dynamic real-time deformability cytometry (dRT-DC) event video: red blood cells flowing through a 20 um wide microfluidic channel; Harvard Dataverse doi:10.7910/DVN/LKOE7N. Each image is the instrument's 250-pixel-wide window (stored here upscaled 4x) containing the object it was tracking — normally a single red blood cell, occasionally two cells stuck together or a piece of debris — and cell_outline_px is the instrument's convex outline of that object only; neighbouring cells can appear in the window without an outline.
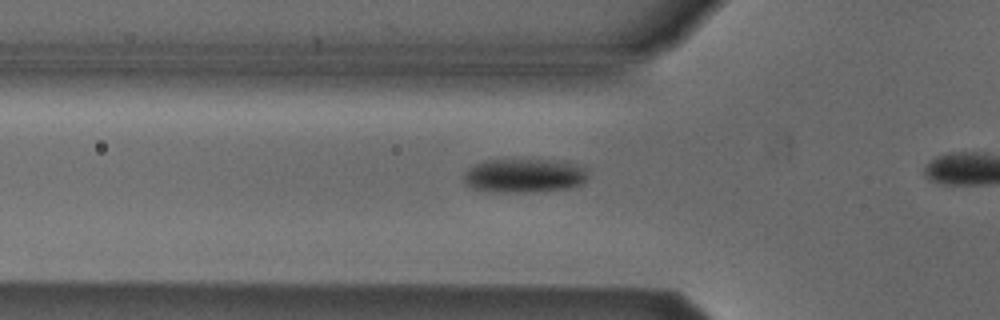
{"species": "Egyptian fruit bat (a non-hibernating species)", "species_latin": "Rousettus aegyptiacus", "temperature_condition": "cold", "stored_images_in_passage": 21, "camera_frame_rate_fps": 3000, "um_per_image_px": 0.085, "animal": {"sex": "male"}, "frame": {"image": 1, "passage_image": 6, "time_ms": 1.667, "image_size_px": [1000, 320], "cell_outline_px": [[588, 176], [580, 184], [568, 188], [528, 192], [504, 192], [472, 188], [464, 184], [464, 172], [468, 168], [484, 160], [568, 160], [588, 168]], "centroid_in_image_um": [44.6, 14.9], "position_along_channel_um": 81.2, "area_um2": 24.74}}
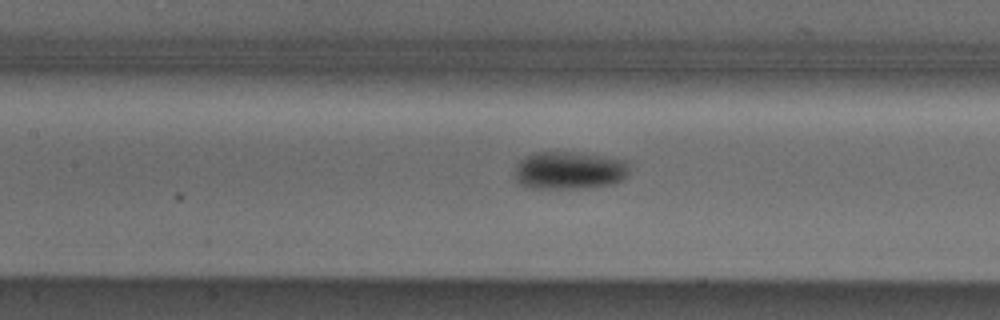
{"frame": {"image": 2, "passage_image": 12, "time_ms": 3.667, "image_size_px": [1000, 320], "cell_outline_px": [[628, 176], [624, 180], [612, 184], [584, 188], [532, 188], [520, 184], [516, 180], [516, 164], [524, 156], [532, 152], [572, 152], [600, 156], [624, 160], [628, 164]], "centroid_in_image_um": [48.38, 14.49], "position_along_channel_um": 159.0, "area_um2": 25.26}}
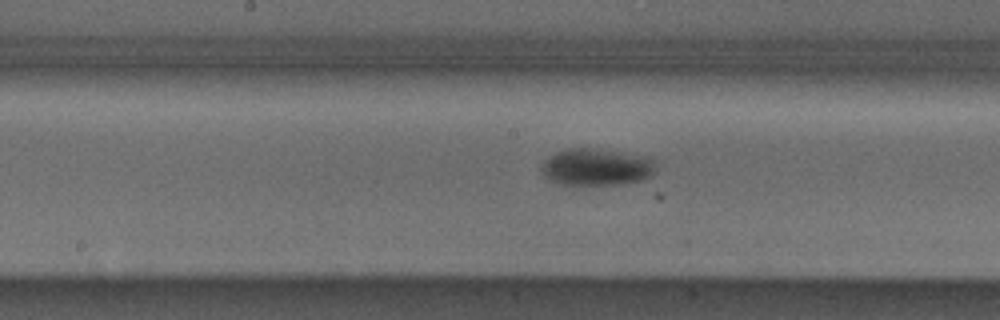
{"frame": {"image": 3, "passage_image": 15, "time_ms": 4.667, "image_size_px": [1000, 320], "cell_outline_px": [[652, 172], [648, 176], [640, 180], [620, 184], [564, 184], [552, 180], [544, 176], [540, 168], [544, 160], [548, 156], [556, 152], [568, 148], [588, 148], [652, 156]], "centroid_in_image_um": [50.65, 14.18], "position_along_channel_um": 197.6, "area_um2": 24.22}}